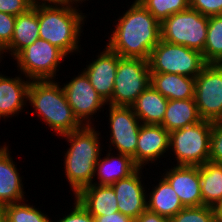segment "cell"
<instances>
[{"label": "cell", "mask_w": 222, "mask_h": 222, "mask_svg": "<svg viewBox=\"0 0 222 222\" xmlns=\"http://www.w3.org/2000/svg\"><path fill=\"white\" fill-rule=\"evenodd\" d=\"M114 22L106 46L120 57L149 60L161 39V23L138 0Z\"/></svg>", "instance_id": "cell-1"}, {"label": "cell", "mask_w": 222, "mask_h": 222, "mask_svg": "<svg viewBox=\"0 0 222 222\" xmlns=\"http://www.w3.org/2000/svg\"><path fill=\"white\" fill-rule=\"evenodd\" d=\"M77 6L75 1L39 4L40 39L58 47L66 55L81 51L79 39L87 16Z\"/></svg>", "instance_id": "cell-2"}, {"label": "cell", "mask_w": 222, "mask_h": 222, "mask_svg": "<svg viewBox=\"0 0 222 222\" xmlns=\"http://www.w3.org/2000/svg\"><path fill=\"white\" fill-rule=\"evenodd\" d=\"M94 126L82 128L64 134L70 148L64 152V171L74 197L85 187L92 184L95 166L103 148H101V133Z\"/></svg>", "instance_id": "cell-3"}, {"label": "cell", "mask_w": 222, "mask_h": 222, "mask_svg": "<svg viewBox=\"0 0 222 222\" xmlns=\"http://www.w3.org/2000/svg\"><path fill=\"white\" fill-rule=\"evenodd\" d=\"M28 101L35 111L56 135H64L83 127L69 105L63 87L55 79L31 80Z\"/></svg>", "instance_id": "cell-4"}, {"label": "cell", "mask_w": 222, "mask_h": 222, "mask_svg": "<svg viewBox=\"0 0 222 222\" xmlns=\"http://www.w3.org/2000/svg\"><path fill=\"white\" fill-rule=\"evenodd\" d=\"M212 121L201 120L169 133V150L176 165L201 166L209 161Z\"/></svg>", "instance_id": "cell-5"}, {"label": "cell", "mask_w": 222, "mask_h": 222, "mask_svg": "<svg viewBox=\"0 0 222 222\" xmlns=\"http://www.w3.org/2000/svg\"><path fill=\"white\" fill-rule=\"evenodd\" d=\"M150 73H174L196 78L207 65L201 52L160 39L148 60Z\"/></svg>", "instance_id": "cell-6"}, {"label": "cell", "mask_w": 222, "mask_h": 222, "mask_svg": "<svg viewBox=\"0 0 222 222\" xmlns=\"http://www.w3.org/2000/svg\"><path fill=\"white\" fill-rule=\"evenodd\" d=\"M207 27L208 17L188 8L161 22V39L202 53L207 38Z\"/></svg>", "instance_id": "cell-7"}, {"label": "cell", "mask_w": 222, "mask_h": 222, "mask_svg": "<svg viewBox=\"0 0 222 222\" xmlns=\"http://www.w3.org/2000/svg\"><path fill=\"white\" fill-rule=\"evenodd\" d=\"M66 57L67 55L61 49L39 38L23 48L13 59L17 61V70L23 74L22 76L25 75L24 78L56 80L55 76H58L60 64Z\"/></svg>", "instance_id": "cell-8"}, {"label": "cell", "mask_w": 222, "mask_h": 222, "mask_svg": "<svg viewBox=\"0 0 222 222\" xmlns=\"http://www.w3.org/2000/svg\"><path fill=\"white\" fill-rule=\"evenodd\" d=\"M151 73L148 60L120 57L111 99L107 104L131 106L150 85Z\"/></svg>", "instance_id": "cell-9"}, {"label": "cell", "mask_w": 222, "mask_h": 222, "mask_svg": "<svg viewBox=\"0 0 222 222\" xmlns=\"http://www.w3.org/2000/svg\"><path fill=\"white\" fill-rule=\"evenodd\" d=\"M194 99L203 120L222 119V64H207L197 75Z\"/></svg>", "instance_id": "cell-10"}, {"label": "cell", "mask_w": 222, "mask_h": 222, "mask_svg": "<svg viewBox=\"0 0 222 222\" xmlns=\"http://www.w3.org/2000/svg\"><path fill=\"white\" fill-rule=\"evenodd\" d=\"M63 85L67 101L78 121L83 126H94V114L101 112V108L103 109L107 103L93 88L85 72L81 71Z\"/></svg>", "instance_id": "cell-11"}, {"label": "cell", "mask_w": 222, "mask_h": 222, "mask_svg": "<svg viewBox=\"0 0 222 222\" xmlns=\"http://www.w3.org/2000/svg\"><path fill=\"white\" fill-rule=\"evenodd\" d=\"M109 107V127L111 130L109 143L110 150L115 148L118 153L133 157L136 152L141 121L133 112L131 106H113ZM113 146V148H112Z\"/></svg>", "instance_id": "cell-12"}, {"label": "cell", "mask_w": 222, "mask_h": 222, "mask_svg": "<svg viewBox=\"0 0 222 222\" xmlns=\"http://www.w3.org/2000/svg\"><path fill=\"white\" fill-rule=\"evenodd\" d=\"M143 168H138L132 175L110 185L118 201V210L134 221L147 209V185L141 176ZM142 174V175H141ZM143 182V183H142Z\"/></svg>", "instance_id": "cell-13"}, {"label": "cell", "mask_w": 222, "mask_h": 222, "mask_svg": "<svg viewBox=\"0 0 222 222\" xmlns=\"http://www.w3.org/2000/svg\"><path fill=\"white\" fill-rule=\"evenodd\" d=\"M162 177L171 185L184 207L203 206L199 166L174 165Z\"/></svg>", "instance_id": "cell-14"}, {"label": "cell", "mask_w": 222, "mask_h": 222, "mask_svg": "<svg viewBox=\"0 0 222 222\" xmlns=\"http://www.w3.org/2000/svg\"><path fill=\"white\" fill-rule=\"evenodd\" d=\"M169 152V132L161 125L142 124L139 132L135 155L132 157L139 168L149 162H158V158Z\"/></svg>", "instance_id": "cell-15"}, {"label": "cell", "mask_w": 222, "mask_h": 222, "mask_svg": "<svg viewBox=\"0 0 222 222\" xmlns=\"http://www.w3.org/2000/svg\"><path fill=\"white\" fill-rule=\"evenodd\" d=\"M95 56L96 59L89 62L83 71L93 88L107 103L112 97L119 55L105 46L104 50Z\"/></svg>", "instance_id": "cell-16"}, {"label": "cell", "mask_w": 222, "mask_h": 222, "mask_svg": "<svg viewBox=\"0 0 222 222\" xmlns=\"http://www.w3.org/2000/svg\"><path fill=\"white\" fill-rule=\"evenodd\" d=\"M30 82V79L22 78L21 74L10 78V76L0 73V119L1 117L4 120L12 118L23 112L22 110L28 102Z\"/></svg>", "instance_id": "cell-17"}, {"label": "cell", "mask_w": 222, "mask_h": 222, "mask_svg": "<svg viewBox=\"0 0 222 222\" xmlns=\"http://www.w3.org/2000/svg\"><path fill=\"white\" fill-rule=\"evenodd\" d=\"M112 154L111 150L108 149L106 157H99L92 184L112 185L120 179L129 177L139 168L132 157L121 153Z\"/></svg>", "instance_id": "cell-18"}, {"label": "cell", "mask_w": 222, "mask_h": 222, "mask_svg": "<svg viewBox=\"0 0 222 222\" xmlns=\"http://www.w3.org/2000/svg\"><path fill=\"white\" fill-rule=\"evenodd\" d=\"M74 198L93 216H103L119 212L118 201L110 185L90 184Z\"/></svg>", "instance_id": "cell-19"}, {"label": "cell", "mask_w": 222, "mask_h": 222, "mask_svg": "<svg viewBox=\"0 0 222 222\" xmlns=\"http://www.w3.org/2000/svg\"><path fill=\"white\" fill-rule=\"evenodd\" d=\"M39 4L16 16L11 43L5 48L12 59L25 47L39 39Z\"/></svg>", "instance_id": "cell-20"}, {"label": "cell", "mask_w": 222, "mask_h": 222, "mask_svg": "<svg viewBox=\"0 0 222 222\" xmlns=\"http://www.w3.org/2000/svg\"><path fill=\"white\" fill-rule=\"evenodd\" d=\"M10 150L0 158V208L25 201L24 184ZM18 169V170H17ZM23 187V188H22Z\"/></svg>", "instance_id": "cell-21"}, {"label": "cell", "mask_w": 222, "mask_h": 222, "mask_svg": "<svg viewBox=\"0 0 222 222\" xmlns=\"http://www.w3.org/2000/svg\"><path fill=\"white\" fill-rule=\"evenodd\" d=\"M167 104L168 99L150 84L138 96L131 108L142 124L161 125Z\"/></svg>", "instance_id": "cell-22"}, {"label": "cell", "mask_w": 222, "mask_h": 222, "mask_svg": "<svg viewBox=\"0 0 222 222\" xmlns=\"http://www.w3.org/2000/svg\"><path fill=\"white\" fill-rule=\"evenodd\" d=\"M150 84L168 100L194 98L193 77L174 73H151Z\"/></svg>", "instance_id": "cell-23"}, {"label": "cell", "mask_w": 222, "mask_h": 222, "mask_svg": "<svg viewBox=\"0 0 222 222\" xmlns=\"http://www.w3.org/2000/svg\"><path fill=\"white\" fill-rule=\"evenodd\" d=\"M158 177H161L160 180L157 178L158 184L147 193V209L171 219L184 206L171 185L162 176Z\"/></svg>", "instance_id": "cell-24"}, {"label": "cell", "mask_w": 222, "mask_h": 222, "mask_svg": "<svg viewBox=\"0 0 222 222\" xmlns=\"http://www.w3.org/2000/svg\"><path fill=\"white\" fill-rule=\"evenodd\" d=\"M201 120L194 98L168 100L161 126L170 133Z\"/></svg>", "instance_id": "cell-25"}, {"label": "cell", "mask_w": 222, "mask_h": 222, "mask_svg": "<svg viewBox=\"0 0 222 222\" xmlns=\"http://www.w3.org/2000/svg\"><path fill=\"white\" fill-rule=\"evenodd\" d=\"M203 205L215 208L222 203V163L211 161L199 166Z\"/></svg>", "instance_id": "cell-26"}, {"label": "cell", "mask_w": 222, "mask_h": 222, "mask_svg": "<svg viewBox=\"0 0 222 222\" xmlns=\"http://www.w3.org/2000/svg\"><path fill=\"white\" fill-rule=\"evenodd\" d=\"M203 58L207 64H222V15L208 17Z\"/></svg>", "instance_id": "cell-27"}, {"label": "cell", "mask_w": 222, "mask_h": 222, "mask_svg": "<svg viewBox=\"0 0 222 222\" xmlns=\"http://www.w3.org/2000/svg\"><path fill=\"white\" fill-rule=\"evenodd\" d=\"M28 200L7 204L2 207L7 222H53L48 215L27 204Z\"/></svg>", "instance_id": "cell-28"}, {"label": "cell", "mask_w": 222, "mask_h": 222, "mask_svg": "<svg viewBox=\"0 0 222 222\" xmlns=\"http://www.w3.org/2000/svg\"><path fill=\"white\" fill-rule=\"evenodd\" d=\"M160 23L177 12L190 8V0H138Z\"/></svg>", "instance_id": "cell-29"}, {"label": "cell", "mask_w": 222, "mask_h": 222, "mask_svg": "<svg viewBox=\"0 0 222 222\" xmlns=\"http://www.w3.org/2000/svg\"><path fill=\"white\" fill-rule=\"evenodd\" d=\"M215 209L209 206L184 207L170 222H215Z\"/></svg>", "instance_id": "cell-30"}, {"label": "cell", "mask_w": 222, "mask_h": 222, "mask_svg": "<svg viewBox=\"0 0 222 222\" xmlns=\"http://www.w3.org/2000/svg\"><path fill=\"white\" fill-rule=\"evenodd\" d=\"M209 161L222 163V119L212 121Z\"/></svg>", "instance_id": "cell-31"}, {"label": "cell", "mask_w": 222, "mask_h": 222, "mask_svg": "<svg viewBox=\"0 0 222 222\" xmlns=\"http://www.w3.org/2000/svg\"><path fill=\"white\" fill-rule=\"evenodd\" d=\"M190 8L207 17L222 15V0H190Z\"/></svg>", "instance_id": "cell-32"}, {"label": "cell", "mask_w": 222, "mask_h": 222, "mask_svg": "<svg viewBox=\"0 0 222 222\" xmlns=\"http://www.w3.org/2000/svg\"><path fill=\"white\" fill-rule=\"evenodd\" d=\"M16 16L0 12V46L4 49L11 43Z\"/></svg>", "instance_id": "cell-33"}, {"label": "cell", "mask_w": 222, "mask_h": 222, "mask_svg": "<svg viewBox=\"0 0 222 222\" xmlns=\"http://www.w3.org/2000/svg\"><path fill=\"white\" fill-rule=\"evenodd\" d=\"M73 199H75V203H73L74 206L70 209L71 211L67 215H64L63 218H59L57 222H95L94 217L83 205L76 198Z\"/></svg>", "instance_id": "cell-34"}, {"label": "cell", "mask_w": 222, "mask_h": 222, "mask_svg": "<svg viewBox=\"0 0 222 222\" xmlns=\"http://www.w3.org/2000/svg\"><path fill=\"white\" fill-rule=\"evenodd\" d=\"M31 0H0V12L18 16L33 7Z\"/></svg>", "instance_id": "cell-35"}, {"label": "cell", "mask_w": 222, "mask_h": 222, "mask_svg": "<svg viewBox=\"0 0 222 222\" xmlns=\"http://www.w3.org/2000/svg\"><path fill=\"white\" fill-rule=\"evenodd\" d=\"M95 222H134L130 217L122 214L121 212H115L109 215L94 217Z\"/></svg>", "instance_id": "cell-36"}, {"label": "cell", "mask_w": 222, "mask_h": 222, "mask_svg": "<svg viewBox=\"0 0 222 222\" xmlns=\"http://www.w3.org/2000/svg\"><path fill=\"white\" fill-rule=\"evenodd\" d=\"M134 222H170V219L146 209Z\"/></svg>", "instance_id": "cell-37"}, {"label": "cell", "mask_w": 222, "mask_h": 222, "mask_svg": "<svg viewBox=\"0 0 222 222\" xmlns=\"http://www.w3.org/2000/svg\"><path fill=\"white\" fill-rule=\"evenodd\" d=\"M72 0H31L33 4L66 3Z\"/></svg>", "instance_id": "cell-38"}, {"label": "cell", "mask_w": 222, "mask_h": 222, "mask_svg": "<svg viewBox=\"0 0 222 222\" xmlns=\"http://www.w3.org/2000/svg\"><path fill=\"white\" fill-rule=\"evenodd\" d=\"M216 221L222 222V203L218 204L215 208Z\"/></svg>", "instance_id": "cell-39"}, {"label": "cell", "mask_w": 222, "mask_h": 222, "mask_svg": "<svg viewBox=\"0 0 222 222\" xmlns=\"http://www.w3.org/2000/svg\"><path fill=\"white\" fill-rule=\"evenodd\" d=\"M8 146L9 145H6L4 143H3L2 146L0 145V158L9 151V149H8L9 147Z\"/></svg>", "instance_id": "cell-40"}, {"label": "cell", "mask_w": 222, "mask_h": 222, "mask_svg": "<svg viewBox=\"0 0 222 222\" xmlns=\"http://www.w3.org/2000/svg\"><path fill=\"white\" fill-rule=\"evenodd\" d=\"M0 222H7L5 213L2 208H0Z\"/></svg>", "instance_id": "cell-41"}, {"label": "cell", "mask_w": 222, "mask_h": 222, "mask_svg": "<svg viewBox=\"0 0 222 222\" xmlns=\"http://www.w3.org/2000/svg\"><path fill=\"white\" fill-rule=\"evenodd\" d=\"M4 53H6V52H5V49L0 46V61H1V62H2V60H3V58H4V56L2 55V54H4ZM1 55H2V56H1ZM2 57H3V58H2ZM1 59H2V60H1ZM1 62H0V63H1ZM0 73H2V72H0Z\"/></svg>", "instance_id": "cell-42"}, {"label": "cell", "mask_w": 222, "mask_h": 222, "mask_svg": "<svg viewBox=\"0 0 222 222\" xmlns=\"http://www.w3.org/2000/svg\"><path fill=\"white\" fill-rule=\"evenodd\" d=\"M72 1H75V2H78V3L82 4L84 1H88V0H72Z\"/></svg>", "instance_id": "cell-43"}]
</instances>
